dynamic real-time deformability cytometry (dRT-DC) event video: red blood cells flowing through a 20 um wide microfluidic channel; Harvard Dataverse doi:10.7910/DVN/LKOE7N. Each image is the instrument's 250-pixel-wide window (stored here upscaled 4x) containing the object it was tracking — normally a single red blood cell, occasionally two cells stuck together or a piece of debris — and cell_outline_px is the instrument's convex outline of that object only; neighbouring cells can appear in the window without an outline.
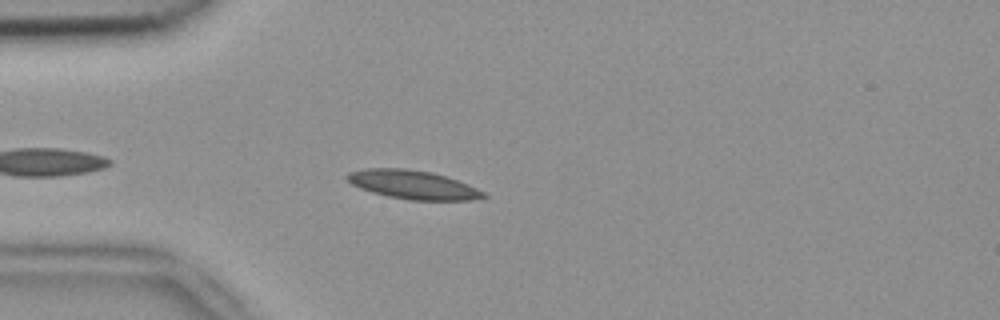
{"species": "common noctule bat (a hibernating species)", "species_latin": "Nyctalus noctula", "temperature_condition": "room temperature", "stored_images_in_passage": 5, "camera_frame_rate_fps": 3000, "um_per_image_px": 0.085, "animal": {"sex": "female", "body_mass_g": 18.4}, "frame": {"image": 1, "passage_image": 4, "time_ms": 1.0, "image_size_px": [1000, 320], "cell_outline_px": [[488, 196], [472, 200], [408, 200], [388, 196], [372, 192], [360, 188], [352, 184], [344, 176], [348, 172], [368, 168], [404, 168], [432, 172], [468, 184], [484, 192]], "centroid_in_image_um": [35.08, 15.7], "position_along_channel_um": 49.9, "area_um2": 22.72}}